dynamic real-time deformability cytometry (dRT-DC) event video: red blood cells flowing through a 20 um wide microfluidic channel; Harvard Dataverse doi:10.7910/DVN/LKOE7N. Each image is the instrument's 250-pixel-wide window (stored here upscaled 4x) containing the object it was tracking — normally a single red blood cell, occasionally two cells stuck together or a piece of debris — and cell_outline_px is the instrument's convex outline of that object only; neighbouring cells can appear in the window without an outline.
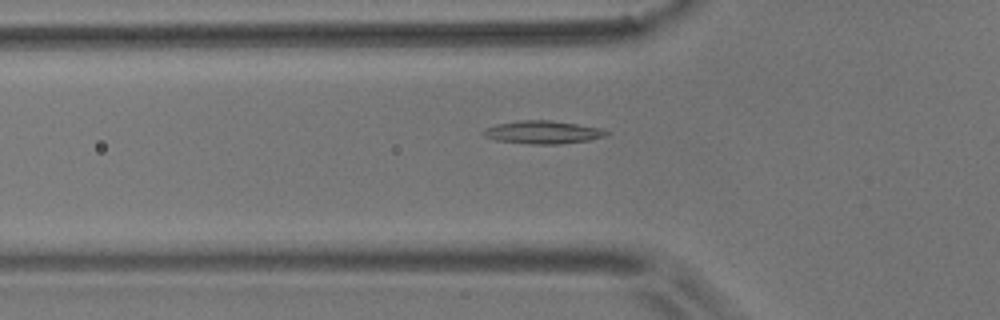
{"species": "common noctule bat (a hibernating species)", "species_latin": "Nyctalus noctula", "temperature_condition": "room temperature", "stored_images_in_passage": 38, "camera_frame_rate_fps": 3000, "um_per_image_px": 0.085, "animal": {"sex": "male", "body_mass_g": 17.9}, "frame": {"image": 1, "passage_image": 2, "time_ms": 0.333, "image_size_px": [1000, 320], "cell_outline_px": [[612, 132], [608, 136], [588, 140], [556, 144], [532, 144], [496, 140], [484, 136], [480, 132], [496, 124], [520, 120], [552, 120], [600, 128]], "centroid_in_image_um": [46.17, 11.24], "position_along_channel_um": 79.6, "area_um2": 16.42}}
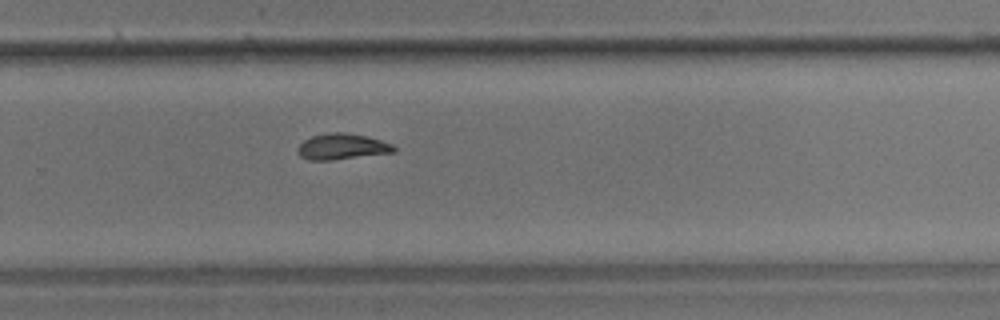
{"frame": {"image": 2, "passage_image": 20, "time_ms": 6.333, "image_size_px": [1000, 320], "cell_outline_px": [[396, 152], [332, 160], [308, 160], [300, 156], [296, 152], [296, 148], [304, 140], [312, 136], [332, 132], [344, 132], [368, 136], [392, 144], [396, 148]], "centroid_in_image_um": [29.06, 12.46], "position_along_channel_um": 300.7, "area_um2": 14.62}}
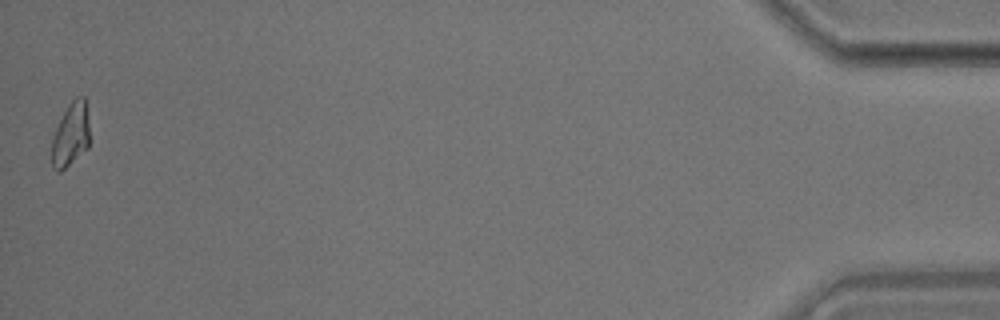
{"frame": {"image": 3, "passage_image": 38, "time_ms": 12.333, "image_size_px": [1000, 320], "cell_outline_px": [[88, 148], [60, 172], [56, 172], [52, 168], [52, 136], [68, 104], [76, 96], [84, 96], [88, 124]], "centroid_in_image_um": [5.98, 11.46], "position_along_channel_um": 429.2, "area_um2": 13.87}, "authors_computed_cell_mechanics": {"area_um2": 14.3922, "velocity_mm_per_s": 3.6756, "shape_relaxation_time_tau1_ms": 11.3622, "shape_relaxation_time_tau2_ms": 6.95, "deformation_change_tau1": 0.2649, "deformation_change_tau2": 0.1513}}